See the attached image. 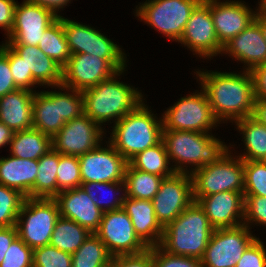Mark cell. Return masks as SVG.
Segmentation results:
<instances>
[{
  "mask_svg": "<svg viewBox=\"0 0 266 267\" xmlns=\"http://www.w3.org/2000/svg\"><path fill=\"white\" fill-rule=\"evenodd\" d=\"M194 73L220 123L228 120L233 123L252 115L255 94L251 71L243 69V73L237 74L198 70Z\"/></svg>",
  "mask_w": 266,
  "mask_h": 267,
  "instance_id": "cell-1",
  "label": "cell"
},
{
  "mask_svg": "<svg viewBox=\"0 0 266 267\" xmlns=\"http://www.w3.org/2000/svg\"><path fill=\"white\" fill-rule=\"evenodd\" d=\"M220 140L212 133L196 131L163 130L162 133L169 160L172 164L175 162L171 166L176 173L191 174L203 166L218 162L232 148ZM187 165L193 168L189 171Z\"/></svg>",
  "mask_w": 266,
  "mask_h": 267,
  "instance_id": "cell-2",
  "label": "cell"
},
{
  "mask_svg": "<svg viewBox=\"0 0 266 267\" xmlns=\"http://www.w3.org/2000/svg\"><path fill=\"white\" fill-rule=\"evenodd\" d=\"M124 71L83 91L84 114L100 126L116 123L144 101L138 88L117 80Z\"/></svg>",
  "mask_w": 266,
  "mask_h": 267,
  "instance_id": "cell-3",
  "label": "cell"
},
{
  "mask_svg": "<svg viewBox=\"0 0 266 267\" xmlns=\"http://www.w3.org/2000/svg\"><path fill=\"white\" fill-rule=\"evenodd\" d=\"M214 228L197 201L163 228L160 247L169 254L201 259Z\"/></svg>",
  "mask_w": 266,
  "mask_h": 267,
  "instance_id": "cell-4",
  "label": "cell"
},
{
  "mask_svg": "<svg viewBox=\"0 0 266 267\" xmlns=\"http://www.w3.org/2000/svg\"><path fill=\"white\" fill-rule=\"evenodd\" d=\"M113 125L108 141L128 162L162 141V118H156L144 102Z\"/></svg>",
  "mask_w": 266,
  "mask_h": 267,
  "instance_id": "cell-5",
  "label": "cell"
},
{
  "mask_svg": "<svg viewBox=\"0 0 266 267\" xmlns=\"http://www.w3.org/2000/svg\"><path fill=\"white\" fill-rule=\"evenodd\" d=\"M54 88L61 91H35L32 102L33 128L51 138L67 121L84 114L83 92L62 85Z\"/></svg>",
  "mask_w": 266,
  "mask_h": 267,
  "instance_id": "cell-6",
  "label": "cell"
},
{
  "mask_svg": "<svg viewBox=\"0 0 266 267\" xmlns=\"http://www.w3.org/2000/svg\"><path fill=\"white\" fill-rule=\"evenodd\" d=\"M59 207L54 198L25 197L17 217L18 236L33 250L49 245Z\"/></svg>",
  "mask_w": 266,
  "mask_h": 267,
  "instance_id": "cell-7",
  "label": "cell"
},
{
  "mask_svg": "<svg viewBox=\"0 0 266 267\" xmlns=\"http://www.w3.org/2000/svg\"><path fill=\"white\" fill-rule=\"evenodd\" d=\"M202 0H146L135 16L172 41L178 42L192 11Z\"/></svg>",
  "mask_w": 266,
  "mask_h": 267,
  "instance_id": "cell-8",
  "label": "cell"
},
{
  "mask_svg": "<svg viewBox=\"0 0 266 267\" xmlns=\"http://www.w3.org/2000/svg\"><path fill=\"white\" fill-rule=\"evenodd\" d=\"M231 152L218 162L191 173L193 196H208L223 191H244V161Z\"/></svg>",
  "mask_w": 266,
  "mask_h": 267,
  "instance_id": "cell-9",
  "label": "cell"
},
{
  "mask_svg": "<svg viewBox=\"0 0 266 267\" xmlns=\"http://www.w3.org/2000/svg\"><path fill=\"white\" fill-rule=\"evenodd\" d=\"M163 130L209 131L220 124L213 114L204 90L181 97L162 114Z\"/></svg>",
  "mask_w": 266,
  "mask_h": 267,
  "instance_id": "cell-10",
  "label": "cell"
},
{
  "mask_svg": "<svg viewBox=\"0 0 266 267\" xmlns=\"http://www.w3.org/2000/svg\"><path fill=\"white\" fill-rule=\"evenodd\" d=\"M256 238L244 224L234 228L214 229L200 259L202 267H235Z\"/></svg>",
  "mask_w": 266,
  "mask_h": 267,
  "instance_id": "cell-11",
  "label": "cell"
},
{
  "mask_svg": "<svg viewBox=\"0 0 266 267\" xmlns=\"http://www.w3.org/2000/svg\"><path fill=\"white\" fill-rule=\"evenodd\" d=\"M113 256L139 254L148 249L134 230L123 208L103 212L98 230L94 233Z\"/></svg>",
  "mask_w": 266,
  "mask_h": 267,
  "instance_id": "cell-12",
  "label": "cell"
},
{
  "mask_svg": "<svg viewBox=\"0 0 266 267\" xmlns=\"http://www.w3.org/2000/svg\"><path fill=\"white\" fill-rule=\"evenodd\" d=\"M191 174L175 173L161 181L159 190L151 200L157 221L164 228L176 219L192 202Z\"/></svg>",
  "mask_w": 266,
  "mask_h": 267,
  "instance_id": "cell-13",
  "label": "cell"
},
{
  "mask_svg": "<svg viewBox=\"0 0 266 267\" xmlns=\"http://www.w3.org/2000/svg\"><path fill=\"white\" fill-rule=\"evenodd\" d=\"M179 42L201 58L222 54L224 46L216 35L209 0H202L192 11Z\"/></svg>",
  "mask_w": 266,
  "mask_h": 267,
  "instance_id": "cell-14",
  "label": "cell"
},
{
  "mask_svg": "<svg viewBox=\"0 0 266 267\" xmlns=\"http://www.w3.org/2000/svg\"><path fill=\"white\" fill-rule=\"evenodd\" d=\"M104 129L86 114L67 121L52 138V148L60 154L81 156L102 144Z\"/></svg>",
  "mask_w": 266,
  "mask_h": 267,
  "instance_id": "cell-15",
  "label": "cell"
},
{
  "mask_svg": "<svg viewBox=\"0 0 266 267\" xmlns=\"http://www.w3.org/2000/svg\"><path fill=\"white\" fill-rule=\"evenodd\" d=\"M119 71L106 59L92 54H71L62 68V86L85 91L113 77Z\"/></svg>",
  "mask_w": 266,
  "mask_h": 267,
  "instance_id": "cell-16",
  "label": "cell"
},
{
  "mask_svg": "<svg viewBox=\"0 0 266 267\" xmlns=\"http://www.w3.org/2000/svg\"><path fill=\"white\" fill-rule=\"evenodd\" d=\"M95 149L79 156L82 183L124 181L128 161L106 141Z\"/></svg>",
  "mask_w": 266,
  "mask_h": 267,
  "instance_id": "cell-17",
  "label": "cell"
},
{
  "mask_svg": "<svg viewBox=\"0 0 266 267\" xmlns=\"http://www.w3.org/2000/svg\"><path fill=\"white\" fill-rule=\"evenodd\" d=\"M57 18L43 6L25 0L20 5L16 3L14 24L6 43L38 46L45 29Z\"/></svg>",
  "mask_w": 266,
  "mask_h": 267,
  "instance_id": "cell-18",
  "label": "cell"
},
{
  "mask_svg": "<svg viewBox=\"0 0 266 267\" xmlns=\"http://www.w3.org/2000/svg\"><path fill=\"white\" fill-rule=\"evenodd\" d=\"M203 208L214 229L243 225L245 198L243 192L223 191L208 196H193Z\"/></svg>",
  "mask_w": 266,
  "mask_h": 267,
  "instance_id": "cell-19",
  "label": "cell"
},
{
  "mask_svg": "<svg viewBox=\"0 0 266 267\" xmlns=\"http://www.w3.org/2000/svg\"><path fill=\"white\" fill-rule=\"evenodd\" d=\"M242 2L209 0L216 35L223 46L255 20L257 11Z\"/></svg>",
  "mask_w": 266,
  "mask_h": 267,
  "instance_id": "cell-20",
  "label": "cell"
},
{
  "mask_svg": "<svg viewBox=\"0 0 266 267\" xmlns=\"http://www.w3.org/2000/svg\"><path fill=\"white\" fill-rule=\"evenodd\" d=\"M224 53L243 63L246 71H252L266 63V40L259 22L255 19L246 29L228 41L223 47L222 54Z\"/></svg>",
  "mask_w": 266,
  "mask_h": 267,
  "instance_id": "cell-21",
  "label": "cell"
},
{
  "mask_svg": "<svg viewBox=\"0 0 266 267\" xmlns=\"http://www.w3.org/2000/svg\"><path fill=\"white\" fill-rule=\"evenodd\" d=\"M54 199L57 201L61 217L77 222L90 233L98 230L103 211L81 186L61 191Z\"/></svg>",
  "mask_w": 266,
  "mask_h": 267,
  "instance_id": "cell-22",
  "label": "cell"
},
{
  "mask_svg": "<svg viewBox=\"0 0 266 267\" xmlns=\"http://www.w3.org/2000/svg\"><path fill=\"white\" fill-rule=\"evenodd\" d=\"M122 208L130 217L140 240L148 248L159 246L163 237V227L156 219L151 200L125 196Z\"/></svg>",
  "mask_w": 266,
  "mask_h": 267,
  "instance_id": "cell-23",
  "label": "cell"
},
{
  "mask_svg": "<svg viewBox=\"0 0 266 267\" xmlns=\"http://www.w3.org/2000/svg\"><path fill=\"white\" fill-rule=\"evenodd\" d=\"M22 57L27 70H31L33 80L39 86L58 87L62 84V67L51 57L42 52L38 46L25 44H8Z\"/></svg>",
  "mask_w": 266,
  "mask_h": 267,
  "instance_id": "cell-24",
  "label": "cell"
},
{
  "mask_svg": "<svg viewBox=\"0 0 266 267\" xmlns=\"http://www.w3.org/2000/svg\"><path fill=\"white\" fill-rule=\"evenodd\" d=\"M34 93L26 89H17L0 97V122L13 132L33 128Z\"/></svg>",
  "mask_w": 266,
  "mask_h": 267,
  "instance_id": "cell-25",
  "label": "cell"
},
{
  "mask_svg": "<svg viewBox=\"0 0 266 267\" xmlns=\"http://www.w3.org/2000/svg\"><path fill=\"white\" fill-rule=\"evenodd\" d=\"M38 174V160L15 156L0 158V184L18 190L25 197L33 198V185Z\"/></svg>",
  "mask_w": 266,
  "mask_h": 267,
  "instance_id": "cell-26",
  "label": "cell"
},
{
  "mask_svg": "<svg viewBox=\"0 0 266 267\" xmlns=\"http://www.w3.org/2000/svg\"><path fill=\"white\" fill-rule=\"evenodd\" d=\"M10 155L28 160H39L52 149V138L31 128L16 131L10 141Z\"/></svg>",
  "mask_w": 266,
  "mask_h": 267,
  "instance_id": "cell-27",
  "label": "cell"
},
{
  "mask_svg": "<svg viewBox=\"0 0 266 267\" xmlns=\"http://www.w3.org/2000/svg\"><path fill=\"white\" fill-rule=\"evenodd\" d=\"M246 147L243 154H239L243 161H265L266 159V125L254 118L246 117L235 122Z\"/></svg>",
  "mask_w": 266,
  "mask_h": 267,
  "instance_id": "cell-28",
  "label": "cell"
},
{
  "mask_svg": "<svg viewBox=\"0 0 266 267\" xmlns=\"http://www.w3.org/2000/svg\"><path fill=\"white\" fill-rule=\"evenodd\" d=\"M128 163L137 170L161 176L163 178L170 177L176 173L172 166L169 167L171 163L163 141L153 147L141 151Z\"/></svg>",
  "mask_w": 266,
  "mask_h": 267,
  "instance_id": "cell-29",
  "label": "cell"
},
{
  "mask_svg": "<svg viewBox=\"0 0 266 267\" xmlns=\"http://www.w3.org/2000/svg\"><path fill=\"white\" fill-rule=\"evenodd\" d=\"M38 47L62 68L67 64L72 53L64 32L62 16L45 29Z\"/></svg>",
  "mask_w": 266,
  "mask_h": 267,
  "instance_id": "cell-30",
  "label": "cell"
},
{
  "mask_svg": "<svg viewBox=\"0 0 266 267\" xmlns=\"http://www.w3.org/2000/svg\"><path fill=\"white\" fill-rule=\"evenodd\" d=\"M59 159L60 153L52 148L38 160L33 198H54L58 194L56 175Z\"/></svg>",
  "mask_w": 266,
  "mask_h": 267,
  "instance_id": "cell-31",
  "label": "cell"
},
{
  "mask_svg": "<svg viewBox=\"0 0 266 267\" xmlns=\"http://www.w3.org/2000/svg\"><path fill=\"white\" fill-rule=\"evenodd\" d=\"M90 234L77 222L60 216L55 223L50 245L72 255Z\"/></svg>",
  "mask_w": 266,
  "mask_h": 267,
  "instance_id": "cell-32",
  "label": "cell"
},
{
  "mask_svg": "<svg viewBox=\"0 0 266 267\" xmlns=\"http://www.w3.org/2000/svg\"><path fill=\"white\" fill-rule=\"evenodd\" d=\"M164 178L133 168L129 163L125 172V196L152 200Z\"/></svg>",
  "mask_w": 266,
  "mask_h": 267,
  "instance_id": "cell-33",
  "label": "cell"
},
{
  "mask_svg": "<svg viewBox=\"0 0 266 267\" xmlns=\"http://www.w3.org/2000/svg\"><path fill=\"white\" fill-rule=\"evenodd\" d=\"M111 258L104 243L91 233L72 254V267H108Z\"/></svg>",
  "mask_w": 266,
  "mask_h": 267,
  "instance_id": "cell-34",
  "label": "cell"
},
{
  "mask_svg": "<svg viewBox=\"0 0 266 267\" xmlns=\"http://www.w3.org/2000/svg\"><path fill=\"white\" fill-rule=\"evenodd\" d=\"M81 187L88 193L92 201L103 212L113 211V210H117L123 207L124 198H125L124 181H118V182H93L92 181V182L81 183ZM101 189L103 191L106 190L107 193L111 195L110 198L112 199L110 200L102 199L105 197H100L99 192L101 191L102 193ZM119 192H121L122 195Z\"/></svg>",
  "mask_w": 266,
  "mask_h": 267,
  "instance_id": "cell-35",
  "label": "cell"
},
{
  "mask_svg": "<svg viewBox=\"0 0 266 267\" xmlns=\"http://www.w3.org/2000/svg\"><path fill=\"white\" fill-rule=\"evenodd\" d=\"M89 54L108 60L118 71L126 69L127 57L122 48L93 27Z\"/></svg>",
  "mask_w": 266,
  "mask_h": 267,
  "instance_id": "cell-36",
  "label": "cell"
},
{
  "mask_svg": "<svg viewBox=\"0 0 266 267\" xmlns=\"http://www.w3.org/2000/svg\"><path fill=\"white\" fill-rule=\"evenodd\" d=\"M24 199L18 190L0 184V227L16 225Z\"/></svg>",
  "mask_w": 266,
  "mask_h": 267,
  "instance_id": "cell-37",
  "label": "cell"
},
{
  "mask_svg": "<svg viewBox=\"0 0 266 267\" xmlns=\"http://www.w3.org/2000/svg\"><path fill=\"white\" fill-rule=\"evenodd\" d=\"M56 182L58 193L81 186V170L77 156L60 154Z\"/></svg>",
  "mask_w": 266,
  "mask_h": 267,
  "instance_id": "cell-38",
  "label": "cell"
},
{
  "mask_svg": "<svg viewBox=\"0 0 266 267\" xmlns=\"http://www.w3.org/2000/svg\"><path fill=\"white\" fill-rule=\"evenodd\" d=\"M63 28L72 54L90 52L91 26L63 17Z\"/></svg>",
  "mask_w": 266,
  "mask_h": 267,
  "instance_id": "cell-39",
  "label": "cell"
},
{
  "mask_svg": "<svg viewBox=\"0 0 266 267\" xmlns=\"http://www.w3.org/2000/svg\"><path fill=\"white\" fill-rule=\"evenodd\" d=\"M244 195L266 197V162L244 161Z\"/></svg>",
  "mask_w": 266,
  "mask_h": 267,
  "instance_id": "cell-40",
  "label": "cell"
},
{
  "mask_svg": "<svg viewBox=\"0 0 266 267\" xmlns=\"http://www.w3.org/2000/svg\"><path fill=\"white\" fill-rule=\"evenodd\" d=\"M0 49L8 56L11 75L13 76L15 85L19 89L35 92L33 88L38 84L33 80L31 70H27L22 57H20V55H18L6 42L0 45Z\"/></svg>",
  "mask_w": 266,
  "mask_h": 267,
  "instance_id": "cell-41",
  "label": "cell"
},
{
  "mask_svg": "<svg viewBox=\"0 0 266 267\" xmlns=\"http://www.w3.org/2000/svg\"><path fill=\"white\" fill-rule=\"evenodd\" d=\"M33 267H72V255L50 244L35 248Z\"/></svg>",
  "mask_w": 266,
  "mask_h": 267,
  "instance_id": "cell-42",
  "label": "cell"
},
{
  "mask_svg": "<svg viewBox=\"0 0 266 267\" xmlns=\"http://www.w3.org/2000/svg\"><path fill=\"white\" fill-rule=\"evenodd\" d=\"M0 267H33V250L17 236L6 251Z\"/></svg>",
  "mask_w": 266,
  "mask_h": 267,
  "instance_id": "cell-43",
  "label": "cell"
},
{
  "mask_svg": "<svg viewBox=\"0 0 266 267\" xmlns=\"http://www.w3.org/2000/svg\"><path fill=\"white\" fill-rule=\"evenodd\" d=\"M244 220L243 224L251 229L254 223L266 226V197L258 195H244ZM251 223V224H250ZM266 228V227H265Z\"/></svg>",
  "mask_w": 266,
  "mask_h": 267,
  "instance_id": "cell-44",
  "label": "cell"
},
{
  "mask_svg": "<svg viewBox=\"0 0 266 267\" xmlns=\"http://www.w3.org/2000/svg\"><path fill=\"white\" fill-rule=\"evenodd\" d=\"M149 249L152 251L153 267H202L200 259L172 255L160 246L150 247Z\"/></svg>",
  "mask_w": 266,
  "mask_h": 267,
  "instance_id": "cell-45",
  "label": "cell"
},
{
  "mask_svg": "<svg viewBox=\"0 0 266 267\" xmlns=\"http://www.w3.org/2000/svg\"><path fill=\"white\" fill-rule=\"evenodd\" d=\"M235 267H266V248L256 238L244 251Z\"/></svg>",
  "mask_w": 266,
  "mask_h": 267,
  "instance_id": "cell-46",
  "label": "cell"
},
{
  "mask_svg": "<svg viewBox=\"0 0 266 267\" xmlns=\"http://www.w3.org/2000/svg\"><path fill=\"white\" fill-rule=\"evenodd\" d=\"M108 267H153L152 251H146L134 255L113 256Z\"/></svg>",
  "mask_w": 266,
  "mask_h": 267,
  "instance_id": "cell-47",
  "label": "cell"
},
{
  "mask_svg": "<svg viewBox=\"0 0 266 267\" xmlns=\"http://www.w3.org/2000/svg\"><path fill=\"white\" fill-rule=\"evenodd\" d=\"M19 89L13 80L8 56L0 49V97Z\"/></svg>",
  "mask_w": 266,
  "mask_h": 267,
  "instance_id": "cell-48",
  "label": "cell"
},
{
  "mask_svg": "<svg viewBox=\"0 0 266 267\" xmlns=\"http://www.w3.org/2000/svg\"><path fill=\"white\" fill-rule=\"evenodd\" d=\"M15 0H0V27L8 36L13 28L15 16Z\"/></svg>",
  "mask_w": 266,
  "mask_h": 267,
  "instance_id": "cell-49",
  "label": "cell"
},
{
  "mask_svg": "<svg viewBox=\"0 0 266 267\" xmlns=\"http://www.w3.org/2000/svg\"><path fill=\"white\" fill-rule=\"evenodd\" d=\"M254 80L255 99H266V63L251 71Z\"/></svg>",
  "mask_w": 266,
  "mask_h": 267,
  "instance_id": "cell-50",
  "label": "cell"
},
{
  "mask_svg": "<svg viewBox=\"0 0 266 267\" xmlns=\"http://www.w3.org/2000/svg\"><path fill=\"white\" fill-rule=\"evenodd\" d=\"M18 236L16 225L0 227V264L12 241Z\"/></svg>",
  "mask_w": 266,
  "mask_h": 267,
  "instance_id": "cell-51",
  "label": "cell"
},
{
  "mask_svg": "<svg viewBox=\"0 0 266 267\" xmlns=\"http://www.w3.org/2000/svg\"><path fill=\"white\" fill-rule=\"evenodd\" d=\"M29 3L43 6L44 8L50 10L56 17H60L58 14L60 9H63L64 6H67L71 0H25Z\"/></svg>",
  "mask_w": 266,
  "mask_h": 267,
  "instance_id": "cell-52",
  "label": "cell"
},
{
  "mask_svg": "<svg viewBox=\"0 0 266 267\" xmlns=\"http://www.w3.org/2000/svg\"><path fill=\"white\" fill-rule=\"evenodd\" d=\"M251 117L266 125V99H255Z\"/></svg>",
  "mask_w": 266,
  "mask_h": 267,
  "instance_id": "cell-53",
  "label": "cell"
},
{
  "mask_svg": "<svg viewBox=\"0 0 266 267\" xmlns=\"http://www.w3.org/2000/svg\"><path fill=\"white\" fill-rule=\"evenodd\" d=\"M13 131L0 122V148L6 145H10V141L13 136Z\"/></svg>",
  "mask_w": 266,
  "mask_h": 267,
  "instance_id": "cell-54",
  "label": "cell"
},
{
  "mask_svg": "<svg viewBox=\"0 0 266 267\" xmlns=\"http://www.w3.org/2000/svg\"><path fill=\"white\" fill-rule=\"evenodd\" d=\"M255 19L259 22L264 38L266 40V15L257 13Z\"/></svg>",
  "mask_w": 266,
  "mask_h": 267,
  "instance_id": "cell-55",
  "label": "cell"
},
{
  "mask_svg": "<svg viewBox=\"0 0 266 267\" xmlns=\"http://www.w3.org/2000/svg\"><path fill=\"white\" fill-rule=\"evenodd\" d=\"M259 3V7L255 10L257 11V13H261L266 15V0H261Z\"/></svg>",
  "mask_w": 266,
  "mask_h": 267,
  "instance_id": "cell-56",
  "label": "cell"
}]
</instances>
